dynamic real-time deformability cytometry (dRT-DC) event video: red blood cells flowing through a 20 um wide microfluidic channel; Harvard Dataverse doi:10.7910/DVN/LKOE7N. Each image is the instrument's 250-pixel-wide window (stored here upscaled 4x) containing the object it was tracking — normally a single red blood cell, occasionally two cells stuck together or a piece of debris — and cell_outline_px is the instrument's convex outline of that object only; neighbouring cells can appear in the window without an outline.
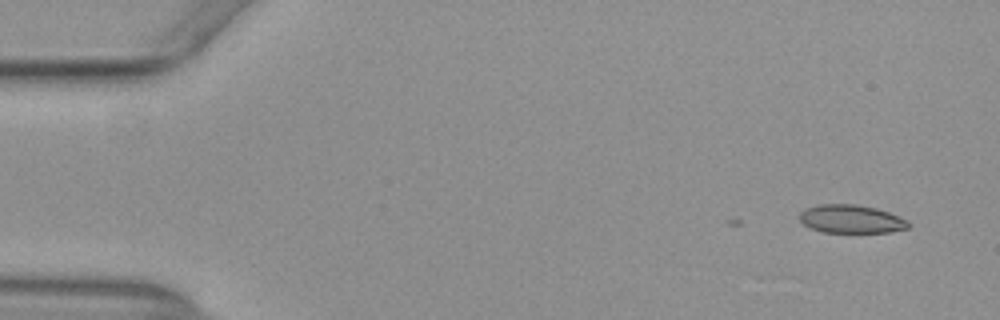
{"species": "common noctule bat (a hibernating species)", "species_latin": "Nyctalus noctula", "temperature_condition": "warm", "stored_images_in_passage": 2, "camera_frame_rate_fps": 3000, "um_per_image_px": 0.085, "animal": {"sex": "female", "body_mass_g": 29.2, "forearm_length_mm": 56.3}, "frame": {"image": 1, "passage_image": 2, "time_ms": 0.333, "image_size_px": [1000, 320], "cell_outline_px": [[912, 224], [908, 228], [888, 232], [820, 232], [804, 224], [800, 220], [800, 212], [804, 208], [820, 204], [856, 204], [876, 208], [900, 216], [908, 220]], "centroid_in_image_um": [72.37, 18.61], "position_along_channel_um": 12.6, "area_um2": 18.03}}